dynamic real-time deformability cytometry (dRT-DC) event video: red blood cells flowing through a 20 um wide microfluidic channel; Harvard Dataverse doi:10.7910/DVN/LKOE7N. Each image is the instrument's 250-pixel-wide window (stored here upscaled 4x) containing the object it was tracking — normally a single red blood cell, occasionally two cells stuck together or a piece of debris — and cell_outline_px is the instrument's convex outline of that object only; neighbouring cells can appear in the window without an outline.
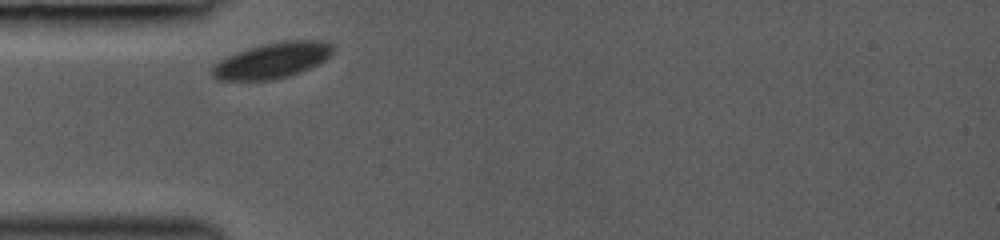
{"species": "common noctule bat (a hibernating species)", "species_latin": "Nyctalus noctula", "temperature_condition": "room temperature", "stored_images_in_passage": 4, "camera_frame_rate_fps": 3000, "um_per_image_px": 0.085, "animal": {"sex": "female", "body_mass_g": 19.0, "forearm_length_mm": 53.3}, "frame": {"image": 1, "passage_image": 1, "time_ms": 0.0, "image_size_px": [1000, 240], "cell_outline_px": [[332, 56], [300, 72], [288, 76], [272, 80], [220, 80], [212, 76], [212, 68], [220, 60], [228, 56], [248, 48], [264, 44], [284, 40], [328, 40], [332, 44]], "centroid_in_image_um": [23.18, 5.12], "position_along_channel_um": 61.8, "area_um2": 24.91}}
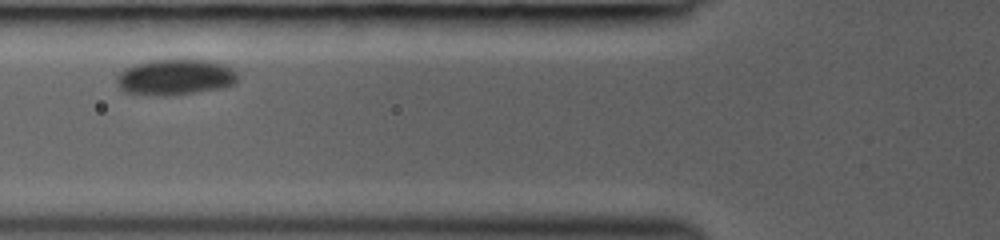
{"frame": {"image": 2, "passage_image": 3, "time_ms": 1.333, "image_size_px": [1000, 240], "cell_outline_px": [[240, 76], [236, 84], [224, 88], [168, 96], [148, 96], [124, 92], [116, 84], [116, 76], [124, 68], [132, 64], [152, 60], [204, 60], [224, 64], [232, 68]], "centroid_in_image_um": [14.89, 6.58], "position_along_channel_um": 110.9, "area_um2": 25.84}}